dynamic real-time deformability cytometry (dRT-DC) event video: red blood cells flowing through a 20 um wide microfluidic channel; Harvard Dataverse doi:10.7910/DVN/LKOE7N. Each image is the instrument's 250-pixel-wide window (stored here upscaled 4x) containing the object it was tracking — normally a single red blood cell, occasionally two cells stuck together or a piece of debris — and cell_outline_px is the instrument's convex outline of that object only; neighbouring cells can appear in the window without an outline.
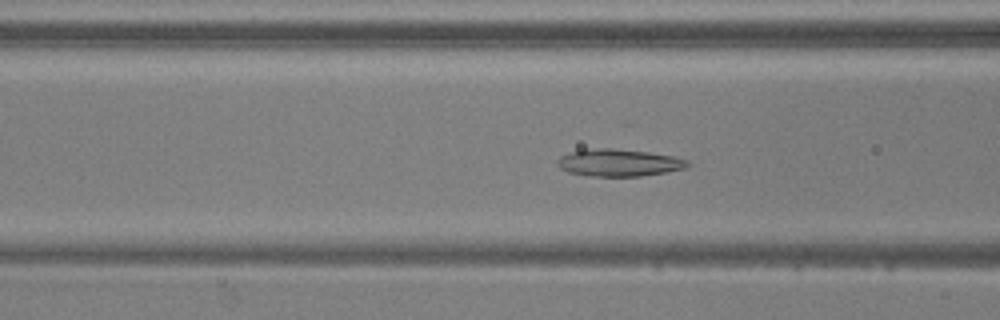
{"species": "common noctule bat (a hibernating species)", "species_latin": "Nyctalus noctula", "temperature_condition": "warm", "stored_images_in_passage": 53, "camera_frame_rate_fps": 3000, "um_per_image_px": 0.085, "animal": {"sex": "male", "body_mass_g": 20.5, "forearm_length_mm": 52.5}, "frame": {"image": 1, "passage_image": 21, "time_ms": 6.667, "image_size_px": [1000, 320], "cell_outline_px": [[692, 164], [684, 168], [664, 172], [640, 176], [592, 176], [568, 172], [560, 168], [556, 164], [556, 160], [560, 156], [572, 152], [592, 148], [612, 148], [648, 152], [676, 156], [688, 160]], "centroid_in_image_um": [52.61, 13.82], "position_along_channel_um": 114.0, "area_um2": 20.63}}
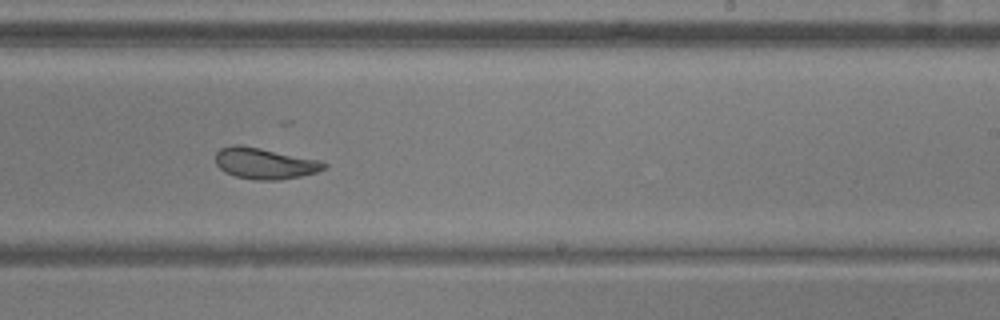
{"frame": {"image": 2, "passage_image": 33, "time_ms": 10.667, "image_size_px": [1000, 320], "cell_outline_px": [[328, 164], [324, 168], [316, 172], [300, 176], [280, 180], [256, 180], [236, 176], [224, 172], [216, 164], [216, 152], [220, 148], [232, 144], [240, 144], [320, 160]], "centroid_in_image_um": [22.47, 13.88], "position_along_channel_um": 266.5, "area_um2": 19.65}}
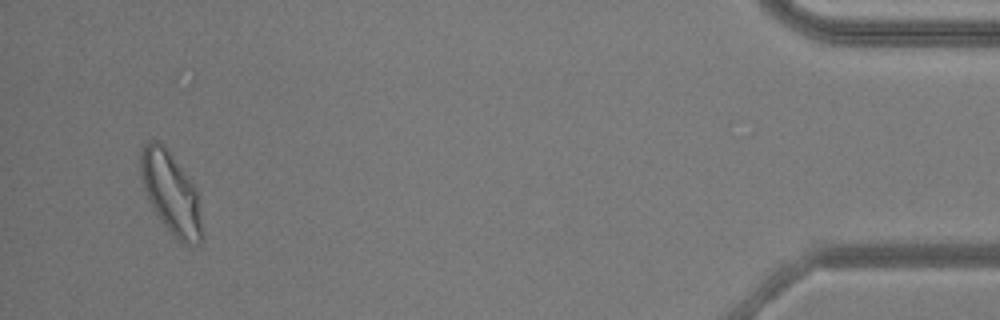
{"frame": {"image": 3, "passage_image": 51, "time_ms": 16.667, "image_size_px": [1000, 320], "cell_outline_px": [[200, 244], [188, 244], [176, 240], [152, 208], [148, 200], [140, 176], [140, 148], [148, 140], [156, 140], [164, 144], [188, 176], [196, 188], [200, 216]], "centroid_in_image_um": [14.48, 16.34], "position_along_channel_um": 420.7, "area_um2": 29.02}, "authors_computed_cell_mechanics": {"area_um2": 22.3108, "velocity_mm_per_s": 3.8125, "shape_relaxation_time_tau1_ms": 6.2218, "shape_relaxation_time_tau2_ms": 1.5769, "deformation_change_tau1": 0.1999, "deformation_change_tau2": 0.0929}}